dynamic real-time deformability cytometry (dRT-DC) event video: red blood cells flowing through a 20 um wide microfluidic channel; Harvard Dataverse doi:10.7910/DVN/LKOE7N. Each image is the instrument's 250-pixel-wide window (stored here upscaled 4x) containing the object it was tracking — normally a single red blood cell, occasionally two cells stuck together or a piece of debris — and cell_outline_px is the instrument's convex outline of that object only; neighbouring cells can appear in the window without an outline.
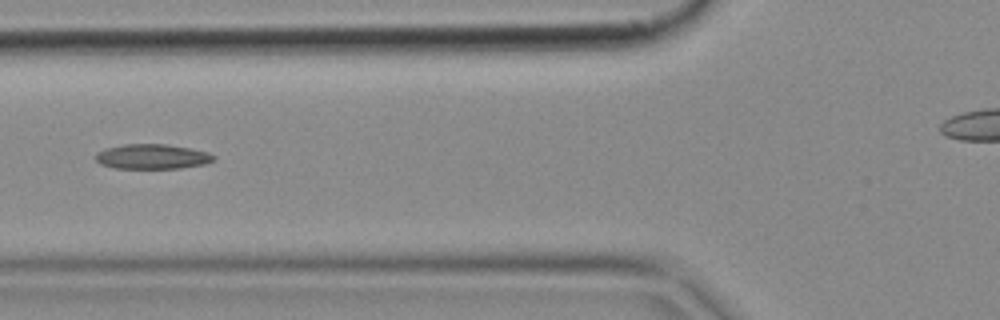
{"species": "common noctule bat (a hibernating species)", "species_latin": "Nyctalus noctula", "temperature_condition": "cold", "stored_images_in_passage": 7, "camera_frame_rate_fps": 3000, "um_per_image_px": 0.085, "animal": {"sex": "female", "body_mass_g": 18.4}, "frame": {"image": 1, "passage_image": 6, "time_ms": 1.667, "image_size_px": [1000, 320], "cell_outline_px": [[216, 156], [212, 160], [204, 164], [180, 168], [112, 168], [100, 164], [96, 160], [96, 152], [104, 148], [124, 144], [164, 144], [188, 148], [208, 152]], "centroid_in_image_um": [12.88, 13.31], "position_along_channel_um": 112.9, "area_um2": 17.05}}
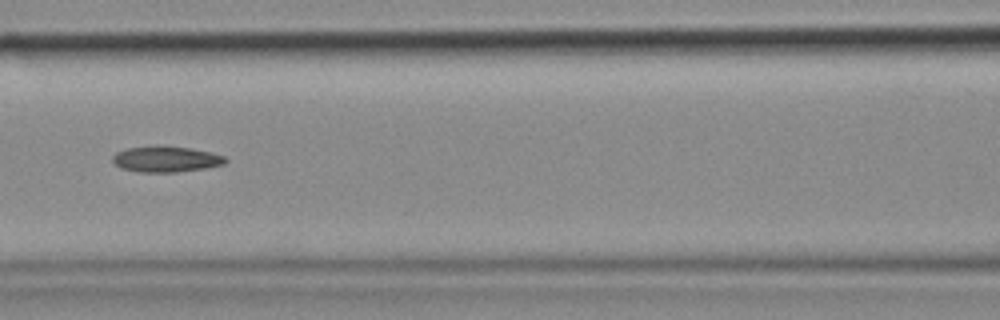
{"frame": {"image": 2, "passage_image": 7, "time_ms": 2.0, "image_size_px": [1000, 320], "cell_outline_px": [[228, 160], [224, 164], [204, 168], [176, 172], [140, 172], [120, 168], [112, 160], [112, 156], [116, 152], [128, 148], [188, 148], [208, 152], [224, 156]], "centroid_in_image_um": [14.1, 13.57], "position_along_channel_um": 152.5, "area_um2": 16.18}}